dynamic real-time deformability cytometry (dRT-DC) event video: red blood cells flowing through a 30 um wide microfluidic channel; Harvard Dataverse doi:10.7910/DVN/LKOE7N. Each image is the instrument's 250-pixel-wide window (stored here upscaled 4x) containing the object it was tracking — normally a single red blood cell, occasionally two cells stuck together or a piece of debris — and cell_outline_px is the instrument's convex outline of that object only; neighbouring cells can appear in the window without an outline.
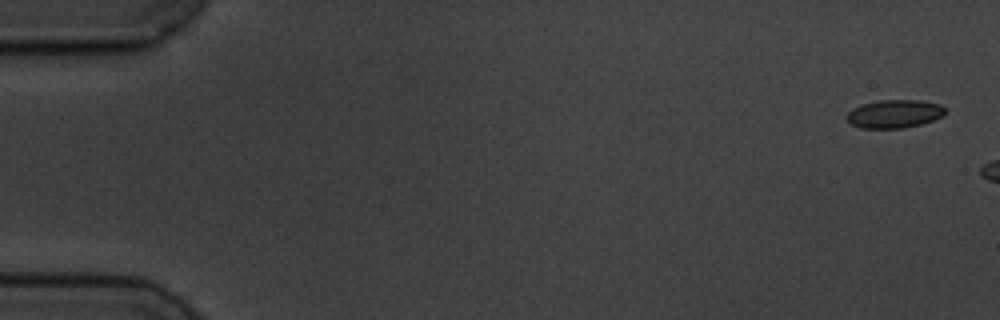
{"species": "common noctule bat (a hibernating species)", "species_latin": "Nyctalus noctula", "temperature_condition": "cold", "stored_images_in_passage": 3, "camera_frame_rate_fps": 3000, "um_per_image_px": 0.085, "animal": {"sex": "male", "body_mass_g": 19.5, "forearm_length_mm": 54.6}, "frame": {"image": 1, "passage_image": 1, "time_ms": 0.0, "image_size_px": [1000, 320], "cell_outline_px": [[944, 116], [920, 124], [904, 128], [860, 128], [852, 124], [844, 116], [852, 108], [864, 104], [880, 100], [920, 100], [940, 104], [944, 108]], "centroid_in_image_um": [76.01, 9.68], "position_along_channel_um": 9.0, "area_um2": 16.13}}